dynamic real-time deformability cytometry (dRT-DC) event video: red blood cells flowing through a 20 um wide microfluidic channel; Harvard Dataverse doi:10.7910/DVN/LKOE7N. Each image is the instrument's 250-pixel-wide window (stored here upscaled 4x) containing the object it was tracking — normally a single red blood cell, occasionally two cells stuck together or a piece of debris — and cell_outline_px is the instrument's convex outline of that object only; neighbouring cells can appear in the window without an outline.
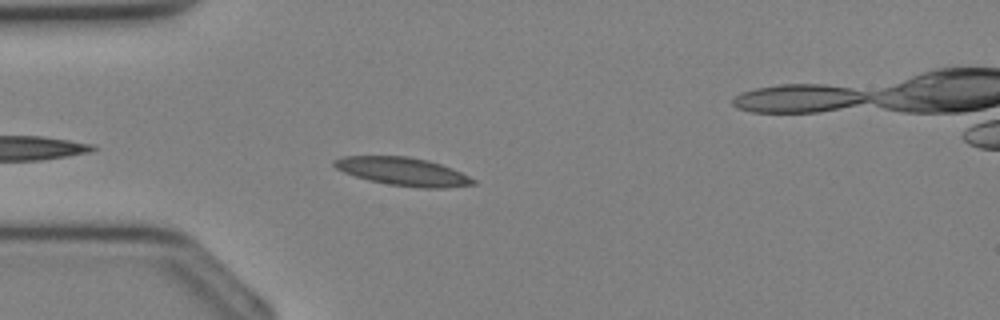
{"species": "Egyptian fruit bat (a non-hibernating species)", "species_latin": "Rousettus aegyptiacus", "temperature_condition": "cold", "stored_images_in_passage": 22, "camera_frame_rate_fps": 3000, "um_per_image_px": 0.085, "animal": {"sex": "female"}, "frame": {"image": 1, "passage_image": 3, "time_ms": 0.667, "image_size_px": [1000, 320], "cell_outline_px": [[476, 184], [444, 188], [420, 188], [388, 184], [368, 180], [344, 172], [336, 168], [332, 164], [332, 160], [340, 156], [408, 156], [428, 160], [452, 168], [476, 180]], "centroid_in_image_um": [34.23, 14.57], "position_along_channel_um": 50.8, "area_um2": 22.83}}
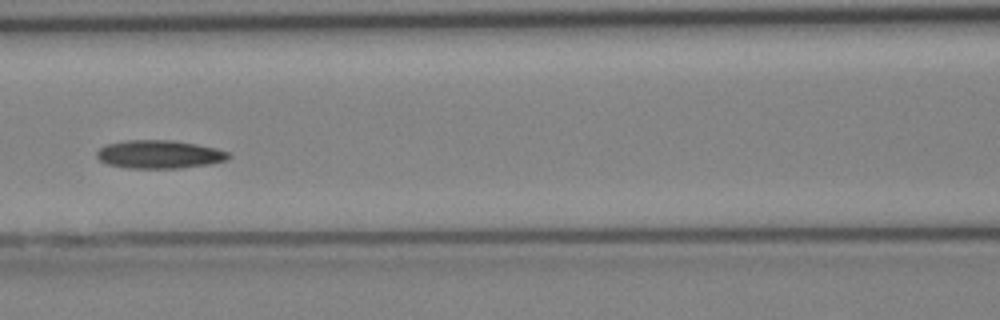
{"frame": {"image": 2, "passage_image": 9, "time_ms": 2.667, "image_size_px": [1000, 320], "cell_outline_px": [[232, 156], [228, 160], [208, 164], [180, 168], [128, 168], [108, 164], [100, 160], [96, 156], [96, 152], [104, 144], [128, 140], [172, 140], [196, 144], [216, 148], [232, 152]], "centroid_in_image_um": [13.57, 13.11], "position_along_channel_um": 153.0, "area_um2": 21.85}}
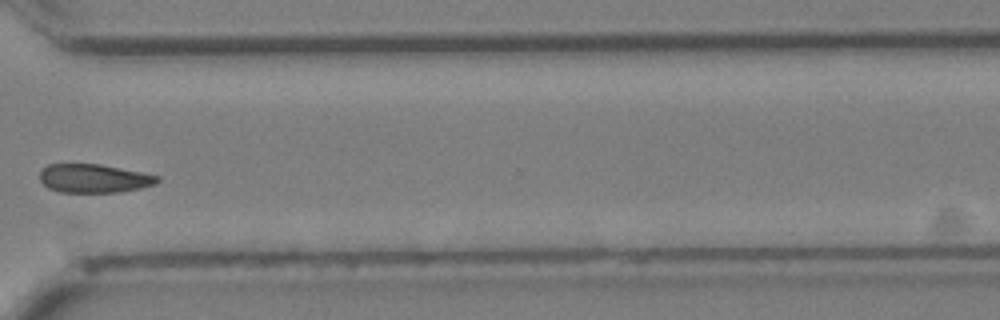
{"frame": {"image": 3, "passage_image": 20, "time_ms": 6.333, "image_size_px": [1000, 320], "cell_outline_px": [[160, 180], [156, 184], [140, 188], [116, 192], [60, 192], [48, 188], [40, 180], [40, 172], [48, 164], [100, 164], [160, 176]], "centroid_in_image_um": [7.98, 15.16], "position_along_channel_um": 362.6, "area_um2": 19.48}}